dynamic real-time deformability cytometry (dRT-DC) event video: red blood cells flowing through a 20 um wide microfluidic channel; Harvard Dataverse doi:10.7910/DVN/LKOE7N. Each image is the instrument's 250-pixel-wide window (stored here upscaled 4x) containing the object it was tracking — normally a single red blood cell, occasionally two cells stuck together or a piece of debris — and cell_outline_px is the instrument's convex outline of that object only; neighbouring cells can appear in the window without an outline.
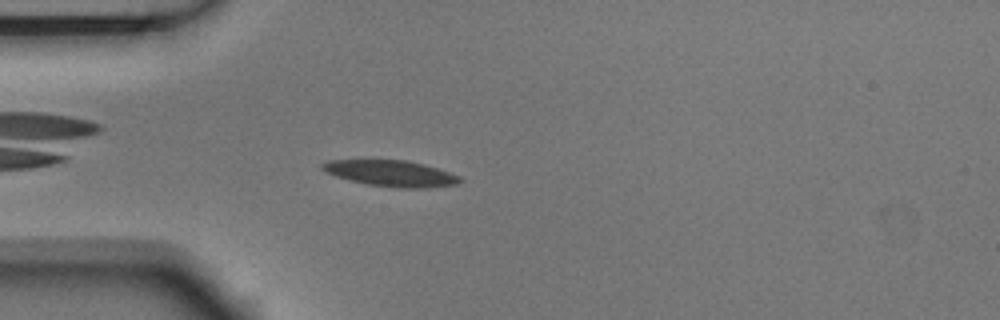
{"species": "Egyptian fruit bat (a non-hibernating species)", "species_latin": "Rousettus aegyptiacus", "temperature_condition": "room temperature", "stored_images_in_passage": 43, "camera_frame_rate_fps": 3000, "um_per_image_px": 0.085, "animal": {"sex": "male"}, "frame": {"image": 1, "passage_image": 4, "time_ms": 1.0, "image_size_px": [1000, 320], "cell_outline_px": [[464, 180], [456, 184], [428, 188], [396, 188], [368, 184], [336, 176], [320, 168], [320, 164], [328, 160], [408, 160], [424, 164], [460, 176]], "centroid_in_image_um": [33.26, 14.73], "position_along_channel_um": 51.7, "area_um2": 20.81}}
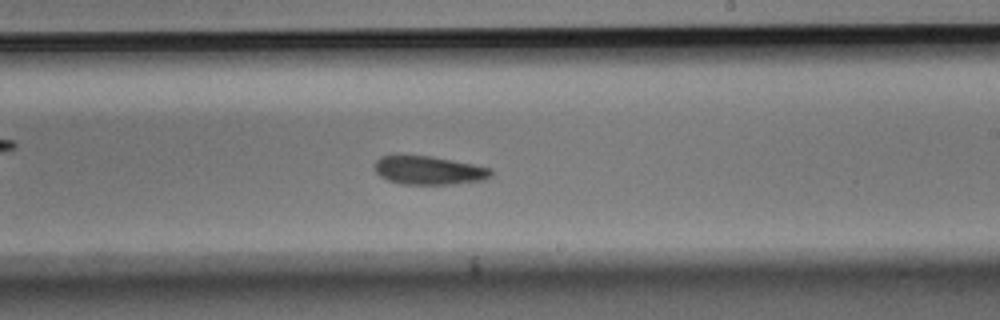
{"frame": {"image": 2, "passage_image": 21, "time_ms": 6.667, "image_size_px": [1000, 320], "cell_outline_px": [[492, 176], [484, 180], [456, 184], [404, 184], [388, 180], [380, 176], [376, 172], [376, 160], [380, 156], [392, 152], [432, 156], [492, 168]], "centroid_in_image_um": [36.41, 14.44], "position_along_channel_um": 252.6, "area_um2": 19.94}}
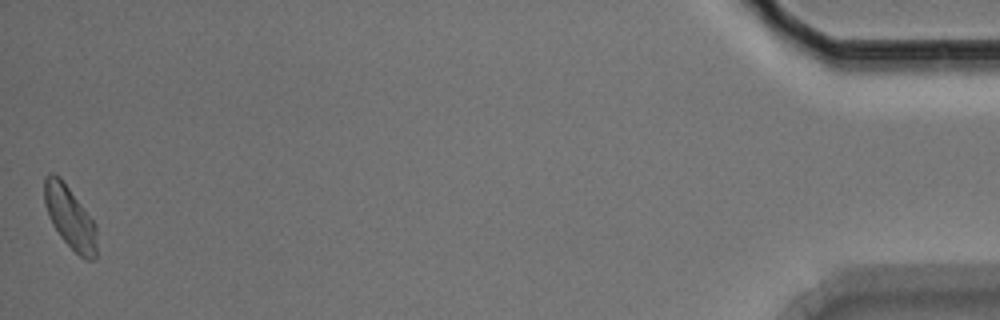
{"frame": {"image": 3, "passage_image": 43, "time_ms": 14.0, "image_size_px": [1000, 320], "cell_outline_px": [[96, 260], [84, 260], [60, 236], [52, 224], [48, 216], [44, 204], [44, 176], [48, 172], [56, 172], [60, 176], [96, 224]], "centroid_in_image_um": [5.92, 18.44], "position_along_channel_um": 429.3, "area_um2": 19.25}, "authors_computed_cell_mechanics": {"area_um2": 19.941, "velocity_mm_per_s": 3.686, "shape_relaxation_time_tau1_ms": 5.0648, "shape_relaxation_time_tau2_ms": 10.2953, "deformation_change_tau1": 0.1342, "deformation_change_tau2": 0.1982}}